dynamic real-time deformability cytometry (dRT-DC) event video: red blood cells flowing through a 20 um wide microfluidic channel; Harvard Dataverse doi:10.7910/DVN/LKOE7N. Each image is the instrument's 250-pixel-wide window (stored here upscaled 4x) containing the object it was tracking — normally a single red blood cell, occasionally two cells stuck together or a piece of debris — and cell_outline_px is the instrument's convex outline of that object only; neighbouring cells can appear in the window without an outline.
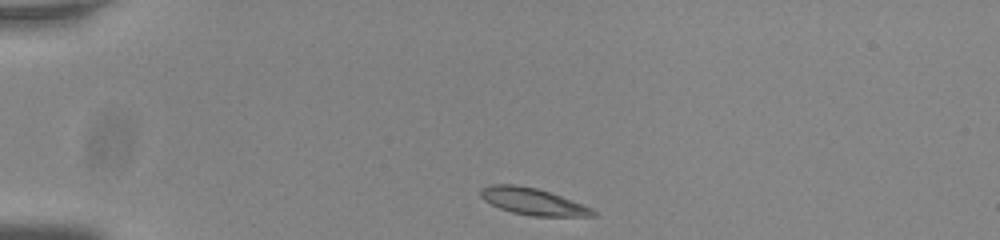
{"species": "common noctule bat (a hibernating species)", "species_latin": "Nyctalus noctula", "temperature_condition": "room temperature", "stored_images_in_passage": 43, "camera_frame_rate_fps": 3000, "um_per_image_px": 0.085, "animal": {"sex": "male", "body_mass_g": 20.0, "forearm_length_mm": 53.3}, "frame": {"image": 1, "passage_image": 1, "time_ms": 0.0, "image_size_px": [1000, 240], "cell_outline_px": [[600, 216], [532, 216], [512, 212], [500, 208], [484, 200], [480, 196], [480, 188], [492, 184], [512, 184], [536, 188], [560, 196], [592, 208]], "centroid_in_image_um": [45.28, 17.13], "position_along_channel_um": 39.7, "area_um2": 17.34}}
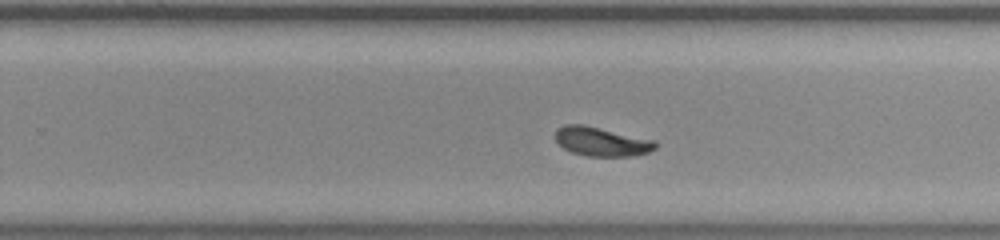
{"frame": {"image": 2, "passage_image": 24, "time_ms": 7.667, "image_size_px": [1000, 240], "cell_outline_px": [[660, 144], [656, 148], [648, 152], [632, 156], [588, 156], [572, 152], [564, 148], [556, 140], [556, 128], [564, 124], [584, 124], [656, 140]], "centroid_in_image_um": [51.17, 12.02], "position_along_channel_um": 278.6, "area_um2": 17.11}}
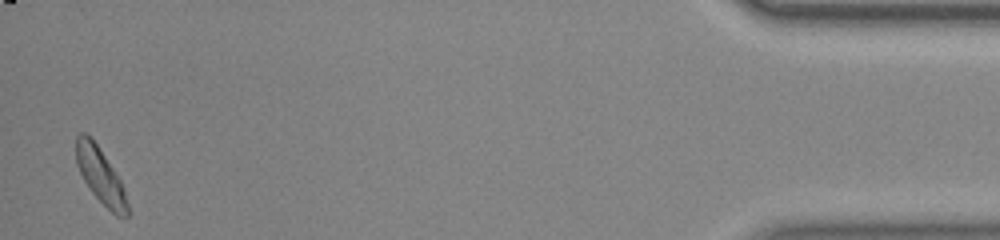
{"frame": {"image": 3, "passage_image": 42, "time_ms": 13.667, "image_size_px": [1000, 240], "cell_outline_px": [[128, 216], [116, 216], [92, 192], [84, 180], [76, 164], [76, 136], [80, 132], [84, 132], [92, 136], [120, 180], [124, 188], [128, 204]], "centroid_in_image_um": [8.52, 14.88], "position_along_channel_um": 426.7, "area_um2": 16.42}, "authors_computed_cell_mechanics": {"area_um2": 16.8776, "velocity_mm_per_s": 3.7494, "shape_relaxation_time_tau1_ms": 8.0446, "shape_relaxation_time_tau2_ms": null, "deformation_change_tau1": 0.213, "deformation_change_tau2": null}}